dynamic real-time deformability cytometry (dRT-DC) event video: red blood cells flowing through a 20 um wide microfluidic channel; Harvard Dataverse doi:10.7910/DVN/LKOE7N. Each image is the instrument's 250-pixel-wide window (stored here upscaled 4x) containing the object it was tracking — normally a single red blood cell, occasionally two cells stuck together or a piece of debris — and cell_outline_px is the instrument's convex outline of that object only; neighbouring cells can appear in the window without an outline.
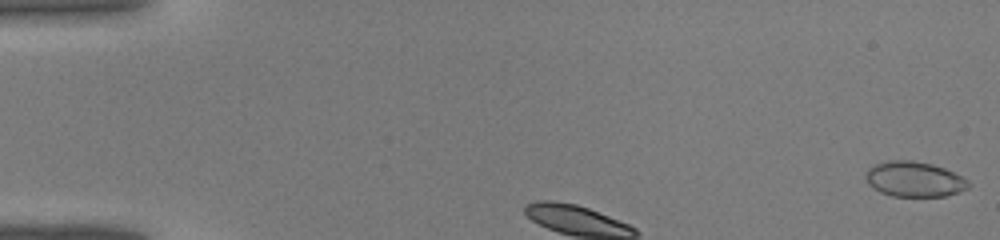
{"species": "common noctule bat (a hibernating species)", "species_latin": "Nyctalus noctula", "temperature_condition": "warm", "stored_images_in_passage": 5, "camera_frame_rate_fps": 3000, "um_per_image_px": 0.085, "animal": {"sex": "male", "body_mass_g": 19.0, "forearm_length_mm": 50.8}, "frame": {"image": 1, "passage_image": 1, "time_ms": 0.0, "image_size_px": [1000, 240], "cell_outline_px": [[968, 188], [960, 192], [944, 196], [892, 196], [880, 192], [872, 188], [868, 184], [864, 176], [864, 172], [868, 168], [876, 164], [888, 160], [912, 160], [932, 164], [944, 168], [968, 180]], "centroid_in_image_um": [77.66, 15.23], "position_along_channel_um": 7.3, "area_um2": 21.15}}